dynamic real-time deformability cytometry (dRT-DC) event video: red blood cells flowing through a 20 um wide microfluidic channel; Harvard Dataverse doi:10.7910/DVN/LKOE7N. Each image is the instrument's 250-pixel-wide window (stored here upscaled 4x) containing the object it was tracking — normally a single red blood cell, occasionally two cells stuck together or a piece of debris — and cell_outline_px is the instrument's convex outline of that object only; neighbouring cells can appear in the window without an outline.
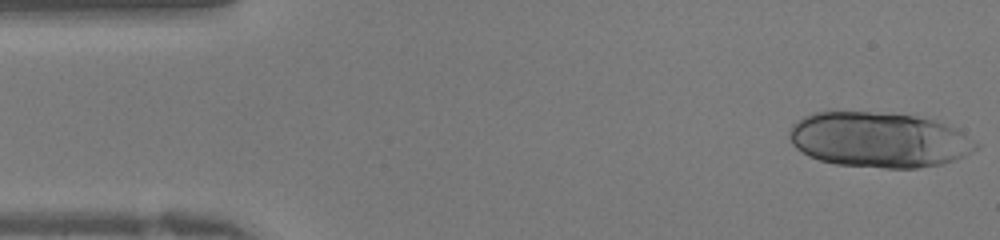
{"species": "human", "species_latin": "Homo sapiens", "temperature_condition": "warm", "stored_images_in_passage": 11, "camera_frame_rate_fps": 3000, "um_per_image_px": 0.085, "donor": {"sex": "female"}, "frame": {"image": 1, "passage_image": 1, "time_ms": 0.0, "image_size_px": [1000, 240], "cell_outline_px": [[980, 148], [964, 156], [940, 164], [920, 168], [884, 168], [836, 164], [820, 160], [808, 156], [796, 148], [792, 144], [788, 136], [788, 132], [792, 124], [796, 120], [812, 112], [868, 112], [916, 116], [936, 120], [956, 128], [980, 144]], "centroid_in_image_um": [74.7, 11.88], "position_along_channel_um": 10.3, "area_um2": 60.4}}
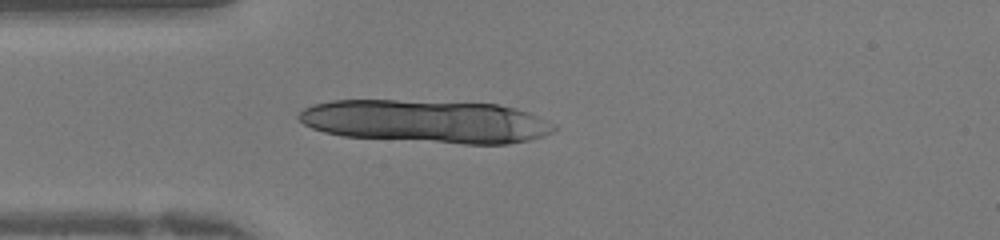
{"frame": {"image": 2, "passage_image": 10, "time_ms": 3.0, "image_size_px": [1000, 240], "cell_outline_px": [[560, 128], [544, 136], [532, 140], [508, 144], [464, 144], [344, 136], [324, 132], [312, 128], [304, 124], [296, 116], [304, 108], [312, 104], [332, 100], [396, 100], [496, 104], [516, 108], [528, 112], [556, 124]], "centroid_in_image_um": [36.25, 10.32], "position_along_channel_um": 48.7, "area_um2": 64.22}}